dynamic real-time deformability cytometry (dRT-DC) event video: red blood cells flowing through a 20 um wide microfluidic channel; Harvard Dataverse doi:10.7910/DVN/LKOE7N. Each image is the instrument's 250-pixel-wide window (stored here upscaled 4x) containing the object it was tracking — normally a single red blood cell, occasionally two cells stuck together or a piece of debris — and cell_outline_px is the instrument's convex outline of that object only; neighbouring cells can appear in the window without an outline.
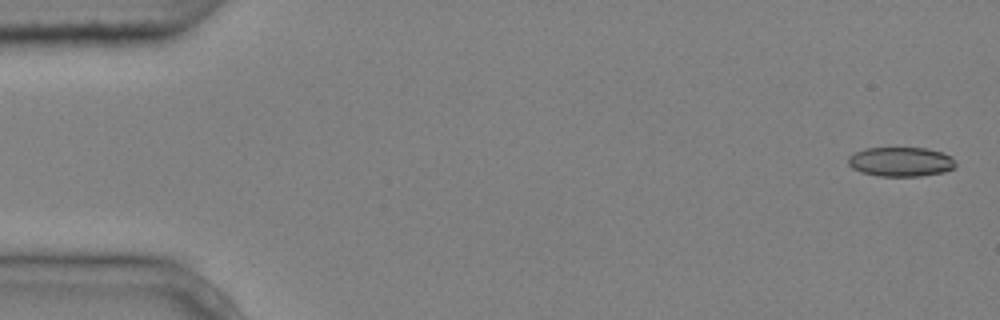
{"species": "common noctule bat (a hibernating species)", "species_latin": "Nyctalus noctula", "temperature_condition": "cold", "stored_images_in_passage": 6, "camera_frame_rate_fps": 3000, "um_per_image_px": 0.085, "animal": {"sex": "male", "body_mass_g": 20.4}, "frame": {"image": 1, "passage_image": 1, "time_ms": 0.0, "image_size_px": [1000, 320], "cell_outline_px": [[956, 164], [952, 168], [944, 172], [920, 176], [880, 176], [860, 172], [852, 168], [848, 164], [848, 156], [864, 148], [924, 148], [940, 152], [952, 156]], "centroid_in_image_um": [76.54, 13.75], "position_along_channel_um": 8.5, "area_um2": 18.38}}
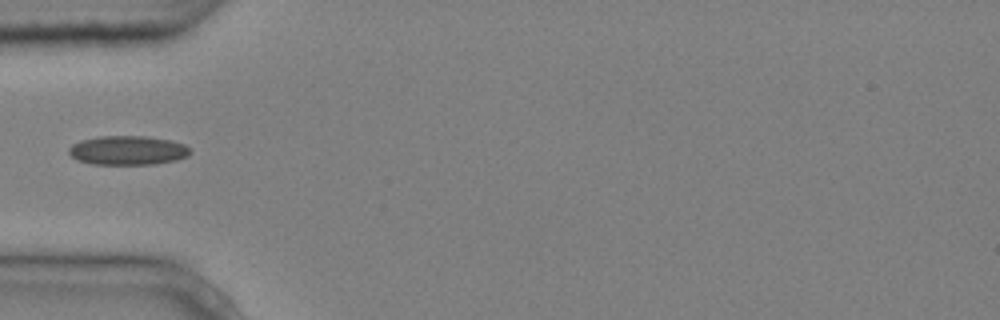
{"frame": {"image": 2, "passage_image": 5, "time_ms": 1.333, "image_size_px": [1000, 320], "cell_outline_px": [[192, 152], [188, 156], [176, 160], [156, 164], [92, 164], [80, 160], [72, 156], [68, 152], [68, 148], [72, 144], [80, 140], [100, 136], [144, 136], [172, 140], [184, 144]], "centroid_in_image_um": [10.88, 12.77], "position_along_channel_um": 74.1, "area_um2": 20.63}}
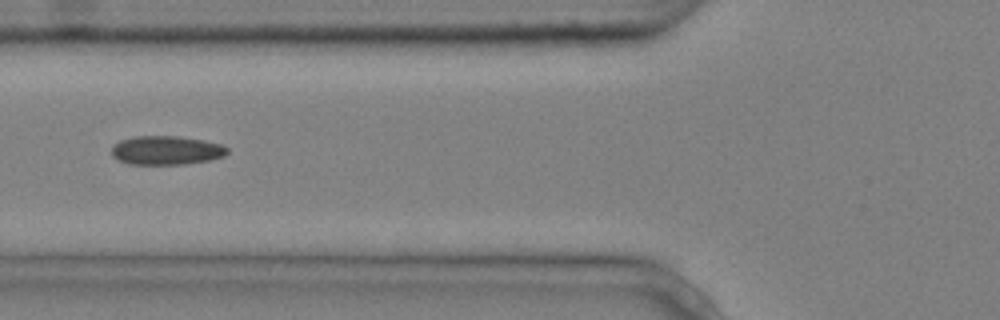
{"frame": {"image": 3, "passage_image": 6, "time_ms": 1.667, "image_size_px": [1000, 320], "cell_outline_px": [[228, 152], [224, 156], [208, 160], [184, 164], [128, 164], [112, 156], [112, 144], [120, 140], [136, 136], [176, 136], [204, 140], [224, 144], [228, 148]], "centroid_in_image_um": [14.14, 12.77], "position_along_channel_um": 111.7, "area_um2": 19.54}}